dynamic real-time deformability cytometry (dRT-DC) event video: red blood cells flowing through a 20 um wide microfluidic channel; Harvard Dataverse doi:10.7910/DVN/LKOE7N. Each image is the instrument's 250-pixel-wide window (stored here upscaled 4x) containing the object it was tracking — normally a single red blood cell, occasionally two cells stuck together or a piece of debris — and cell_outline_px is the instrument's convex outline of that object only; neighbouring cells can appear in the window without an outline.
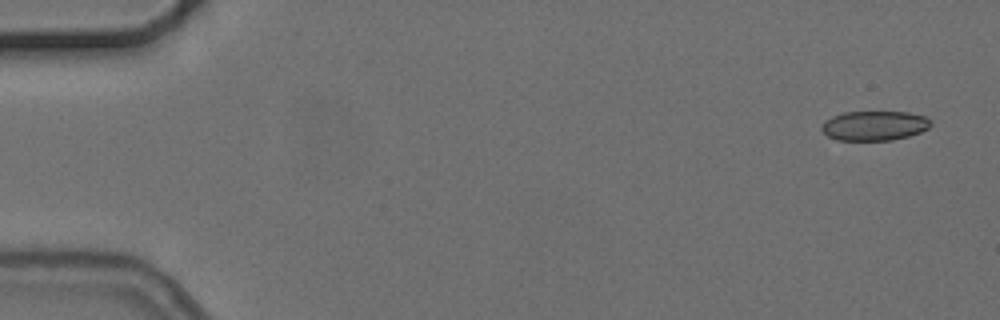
{"species": "common noctule bat (a hibernating species)", "species_latin": "Nyctalus noctula", "temperature_condition": "cold", "stored_images_in_passage": 4, "camera_frame_rate_fps": 3000, "um_per_image_px": 0.085, "animal": {"sex": "female", "body_mass_g": 24.6, "forearm_length_mm": 56.2}, "frame": {"image": 1, "passage_image": 1, "time_ms": 0.0, "image_size_px": [1000, 320], "cell_outline_px": [[932, 124], [928, 128], [920, 132], [908, 136], [892, 140], [836, 140], [828, 136], [820, 128], [824, 120], [832, 116], [844, 112], [908, 112], [924, 116]], "centroid_in_image_um": [74.29, 10.68], "position_along_channel_um": 10.7, "area_um2": 18.79}}
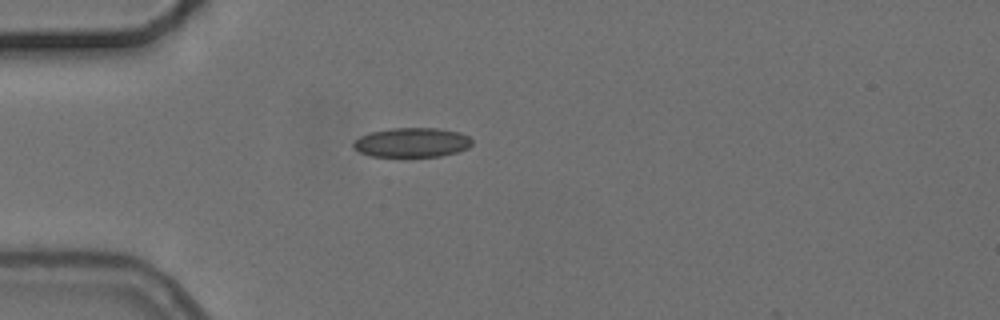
{"frame": {"image": 2, "passage_image": 4, "time_ms": 4.333, "image_size_px": [1000, 320], "cell_outline_px": [[472, 144], [468, 148], [456, 152], [440, 156], [404, 160], [372, 156], [360, 152], [352, 148], [352, 144], [360, 136], [368, 132], [392, 128], [436, 128], [460, 132], [468, 136], [472, 140]], "centroid_in_image_um": [34.98, 12.16], "position_along_channel_um": 50.0, "area_um2": 21.33}}